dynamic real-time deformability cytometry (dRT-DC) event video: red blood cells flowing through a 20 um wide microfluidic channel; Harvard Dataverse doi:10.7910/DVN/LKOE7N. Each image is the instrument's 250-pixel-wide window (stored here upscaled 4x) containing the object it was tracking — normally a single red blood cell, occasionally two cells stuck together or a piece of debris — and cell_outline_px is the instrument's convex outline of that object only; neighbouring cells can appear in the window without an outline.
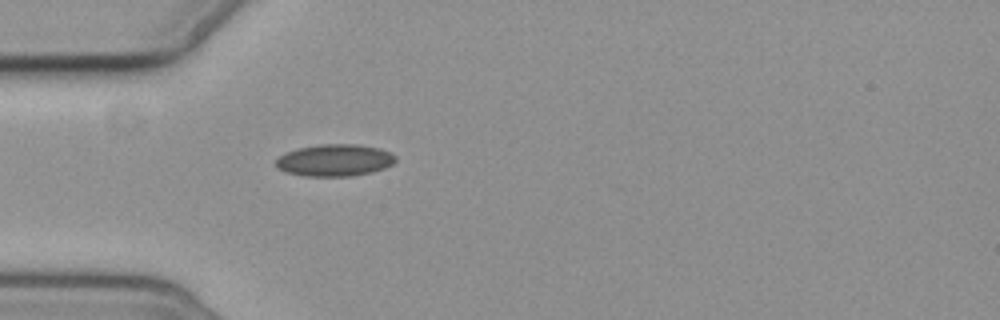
{"species": "common noctule bat (a hibernating species)", "species_latin": "Nyctalus noctula", "temperature_condition": "cold", "stored_images_in_passage": 1, "camera_frame_rate_fps": 3000, "um_per_image_px": 0.085, "animal": {"sex": "female", "body_mass_g": 19.3, "forearm_length_mm": 54.1}, "frame": {"image": 1, "passage_image": 1, "time_ms": 0.0, "image_size_px": [1000, 320], "cell_outline_px": [[396, 160], [392, 164], [384, 168], [372, 172], [352, 176], [304, 176], [284, 172], [276, 164], [276, 160], [280, 156], [288, 152], [300, 148], [320, 144], [356, 144], [380, 148], [392, 152], [396, 156]], "centroid_in_image_um": [28.5, 13.62], "position_along_channel_um": 56.5, "area_um2": 22.25}}